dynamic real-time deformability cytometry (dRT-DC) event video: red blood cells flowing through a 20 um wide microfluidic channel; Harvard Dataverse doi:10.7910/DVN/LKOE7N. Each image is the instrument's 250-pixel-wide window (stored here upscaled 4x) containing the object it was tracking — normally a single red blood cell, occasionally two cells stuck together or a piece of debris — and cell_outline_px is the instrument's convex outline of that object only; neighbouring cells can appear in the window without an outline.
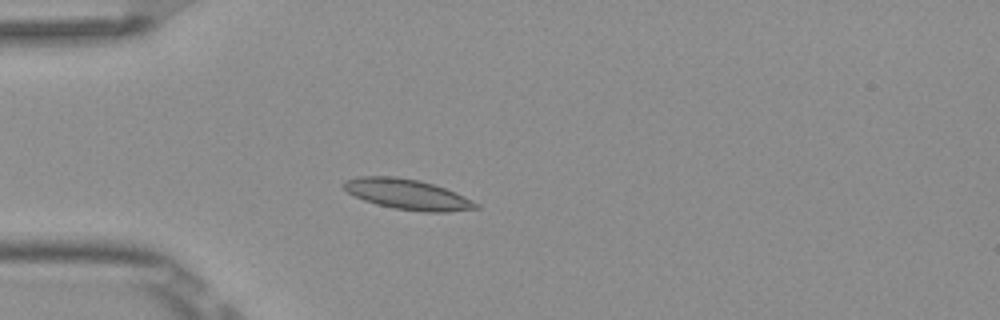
{"species": "Egyptian fruit bat (a non-hibernating species)", "species_latin": "Rousettus aegyptiacus", "temperature_condition": "room temperature", "stored_images_in_passage": 4, "camera_frame_rate_fps": 3000, "um_per_image_px": 0.085, "frame": {"image": 1, "passage_image": 4, "time_ms": 1.0, "image_size_px": [1000, 320], "cell_outline_px": [[480, 208], [444, 212], [424, 212], [392, 208], [376, 204], [364, 200], [348, 192], [340, 184], [344, 180], [360, 176], [396, 176], [416, 180], [432, 184], [456, 192], [480, 204]], "centroid_in_image_um": [34.62, 16.52], "position_along_channel_um": 50.4, "area_um2": 23.35}}